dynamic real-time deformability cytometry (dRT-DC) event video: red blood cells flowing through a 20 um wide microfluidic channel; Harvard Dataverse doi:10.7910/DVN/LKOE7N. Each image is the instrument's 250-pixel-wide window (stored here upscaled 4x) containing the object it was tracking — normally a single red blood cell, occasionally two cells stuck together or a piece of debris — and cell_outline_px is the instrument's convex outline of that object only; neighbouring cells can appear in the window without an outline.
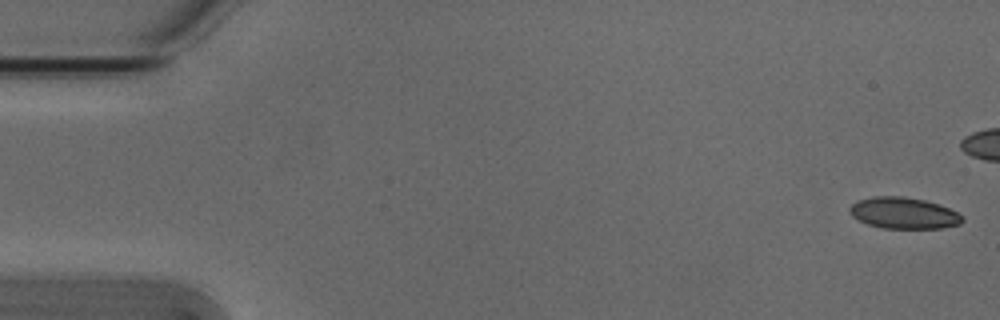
{"species": "Egyptian fruit bat (a non-hibernating species)", "species_latin": "Rousettus aegyptiacus", "temperature_condition": "cold", "stored_images_in_passage": 43, "camera_frame_rate_fps": 3000, "um_per_image_px": 0.085, "animal": {"sex": "male"}, "frame": {"image": 1, "passage_image": 1, "time_ms": 0.0, "image_size_px": [1000, 320], "cell_outline_px": [[964, 220], [960, 224], [944, 228], [880, 228], [868, 224], [852, 216], [848, 212], [848, 208], [856, 200], [872, 196], [904, 196], [924, 200], [940, 204], [964, 216]], "centroid_in_image_um": [76.8, 18.1], "position_along_channel_um": 8.2, "area_um2": 20.81}}
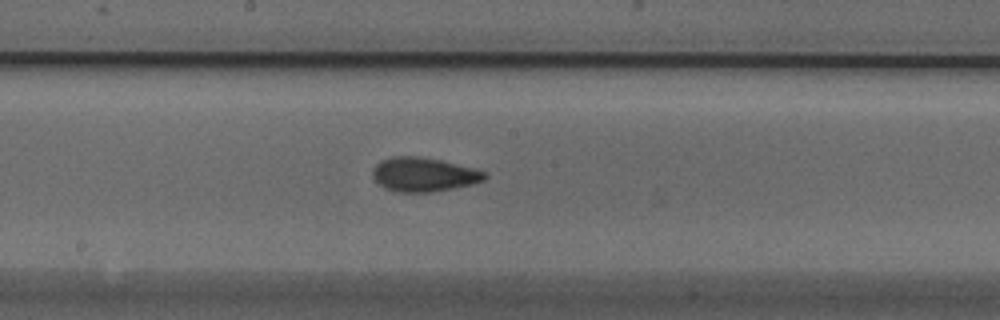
{"frame": {"image": 2, "passage_image": 28, "time_ms": 9.0, "image_size_px": [1000, 320], "cell_outline_px": [[488, 176], [484, 180], [472, 184], [432, 192], [396, 192], [384, 188], [372, 176], [372, 168], [380, 160], [392, 156], [416, 156], [440, 160], [472, 168], [484, 172]], "centroid_in_image_um": [35.96, 14.83], "position_along_channel_um": 212.2, "area_um2": 22.14}}
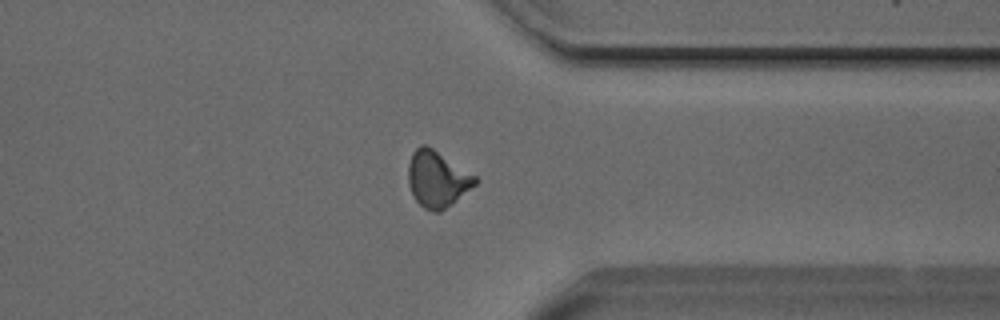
{"frame": {"image": 3, "passage_image": 41, "time_ms": 13.333, "image_size_px": [1000, 320], "cell_outline_px": [[480, 180], [476, 184], [452, 204], [440, 212], [432, 212], [424, 208], [416, 200], [408, 184], [408, 164], [412, 152], [420, 144], [424, 144], [432, 148], [476, 176]], "centroid_in_image_um": [37.16, 15.22], "position_along_channel_um": 374.2, "area_um2": 21.85}}